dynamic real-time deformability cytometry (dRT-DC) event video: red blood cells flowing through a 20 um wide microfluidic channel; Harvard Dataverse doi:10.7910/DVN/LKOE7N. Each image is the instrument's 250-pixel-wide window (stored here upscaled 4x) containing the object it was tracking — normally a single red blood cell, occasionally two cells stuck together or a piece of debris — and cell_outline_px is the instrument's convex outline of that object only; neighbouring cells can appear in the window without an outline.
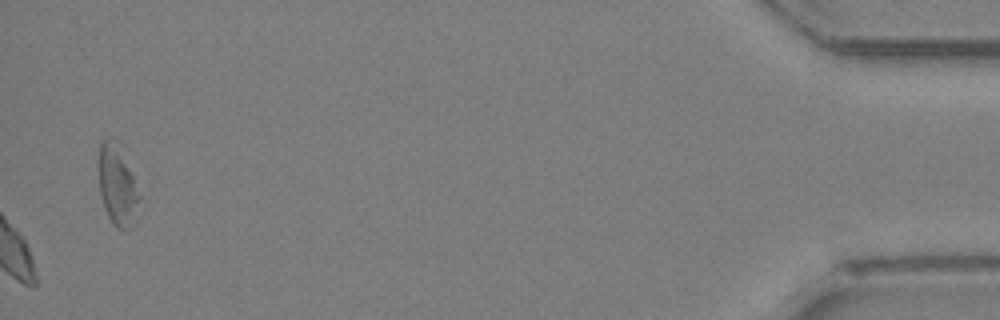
{"species": "Egyptian fruit bat (a non-hibernating species)", "species_latin": "Rousettus aegyptiacus", "temperature_condition": "room temperature", "stored_images_in_passage": 34, "camera_frame_rate_fps": 3000, "um_per_image_px": 0.085, "animal": {"sex": "female"}, "frame": {"image": 1, "passage_image": 34, "time_ms": 11.0, "image_size_px": [1000, 320], "cell_outline_px": [[140, 200], [124, 228], [116, 228], [112, 224], [104, 208], [100, 192], [100, 144], [104, 136], [112, 136], [120, 140], [124, 144], [140, 196]], "centroid_in_image_um": [9.96, 15.49], "position_along_channel_um": 425.2, "area_um2": 19.07}}